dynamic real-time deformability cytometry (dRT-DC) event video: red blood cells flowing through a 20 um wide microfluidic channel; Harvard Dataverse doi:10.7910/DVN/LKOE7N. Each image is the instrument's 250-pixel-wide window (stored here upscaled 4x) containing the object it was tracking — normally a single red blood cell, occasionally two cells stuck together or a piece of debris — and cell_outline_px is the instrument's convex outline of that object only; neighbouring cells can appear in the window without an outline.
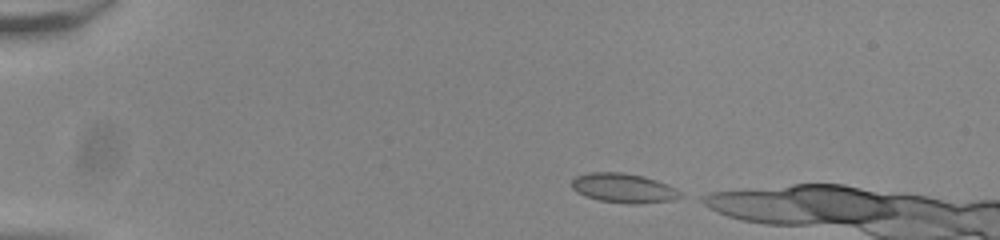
{"species": "common noctule bat (a hibernating species)", "species_latin": "Nyctalus noctula", "temperature_condition": "room temperature", "stored_images_in_passage": 38, "camera_frame_rate_fps": 3000, "um_per_image_px": 0.085, "animal": {"sex": "male", "body_mass_g": 20.0, "forearm_length_mm": 53.3}, "frame": {"image": 1, "passage_image": 1, "time_ms": 0.0, "image_size_px": [1000, 240], "cell_outline_px": [[684, 196], [676, 200], [640, 204], [628, 204], [600, 200], [584, 196], [576, 192], [572, 188], [572, 180], [576, 176], [588, 172], [624, 172], [644, 176], [668, 184], [676, 188]], "centroid_in_image_um": [53.04, 15.99], "position_along_channel_um": 32.0, "area_um2": 18.96}}
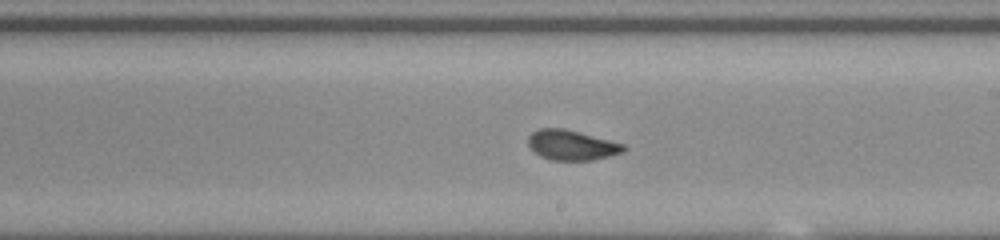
{"frame": {"image": 2, "passage_image": 23, "time_ms": 7.333, "image_size_px": [1000, 240], "cell_outline_px": [[628, 148], [624, 152], [592, 160], [552, 160], [540, 156], [528, 144], [528, 136], [532, 132], [540, 128], [564, 128], [580, 132], [624, 144]], "centroid_in_image_um": [48.61, 12.33], "position_along_channel_um": 240.4, "area_um2": 16.65}}
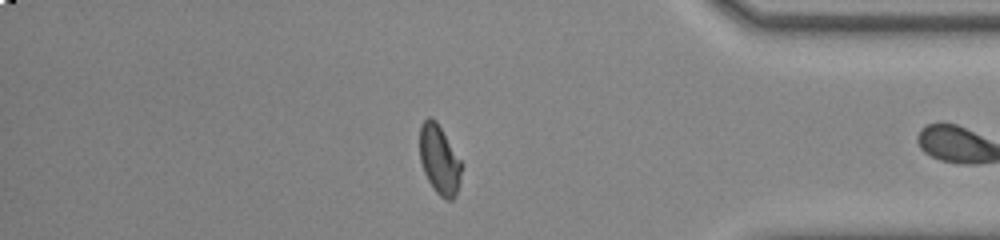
{"frame": {"image": 3, "passage_image": 37, "time_ms": 12.0, "image_size_px": [1000, 240], "cell_outline_px": [[464, 164], [456, 196], [452, 200], [448, 200], [440, 196], [436, 192], [428, 180], [424, 172], [420, 160], [420, 124], [428, 116], [432, 116], [436, 120]], "centroid_in_image_um": [37.37, 13.56], "position_along_channel_um": 397.8, "area_um2": 17.17}}